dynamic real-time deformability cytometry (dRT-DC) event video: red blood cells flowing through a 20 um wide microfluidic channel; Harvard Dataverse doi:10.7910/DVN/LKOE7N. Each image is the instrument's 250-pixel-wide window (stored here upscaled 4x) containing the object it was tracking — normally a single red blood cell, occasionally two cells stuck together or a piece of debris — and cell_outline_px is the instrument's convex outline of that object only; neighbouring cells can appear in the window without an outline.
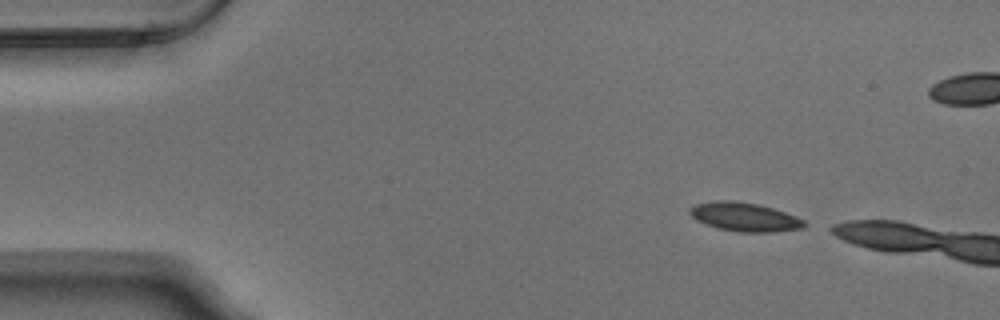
{"species": "Egyptian fruit bat (a non-hibernating species)", "species_latin": "Rousettus aegyptiacus", "temperature_condition": "warm", "stored_images_in_passage": 4, "camera_frame_rate_fps": 3000, "um_per_image_px": 0.085, "animal": {"sex": "male"}, "frame": {"image": 1, "passage_image": 1, "time_ms": 0.0, "image_size_px": [1000, 320], "cell_outline_px": [[808, 224], [804, 228], [772, 232], [740, 232], [720, 228], [696, 220], [688, 212], [688, 208], [696, 204], [716, 200], [736, 200], [756, 204], [772, 208], [796, 216], [804, 220]], "centroid_in_image_um": [63.3, 18.43], "position_along_channel_um": 21.7, "area_um2": 19.13}}